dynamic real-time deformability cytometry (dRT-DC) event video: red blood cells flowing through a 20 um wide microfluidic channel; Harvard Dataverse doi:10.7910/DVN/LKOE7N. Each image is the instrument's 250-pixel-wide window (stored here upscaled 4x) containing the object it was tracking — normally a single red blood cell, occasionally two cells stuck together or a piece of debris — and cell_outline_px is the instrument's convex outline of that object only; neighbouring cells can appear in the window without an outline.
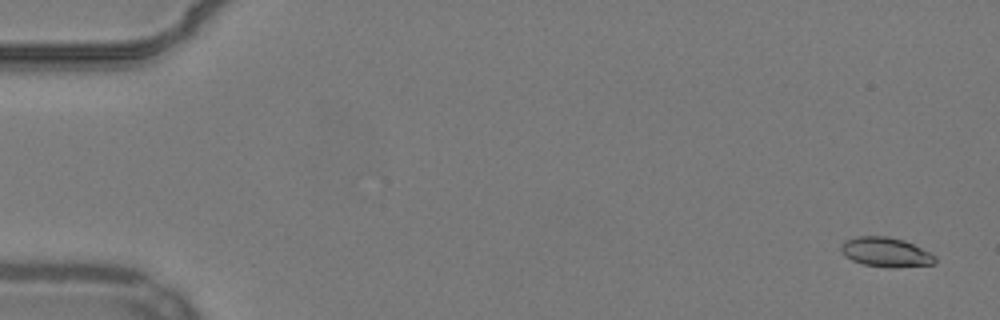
{"species": "common noctule bat (a hibernating species)", "species_latin": "Nyctalus noctula", "temperature_condition": "warm", "stored_images_in_passage": 55, "camera_frame_rate_fps": 3000, "um_per_image_px": 0.085, "animal": {"sex": "male", "body_mass_g": 19.2, "forearm_length_mm": 51.8}, "frame": {"image": 1, "passage_image": 3, "time_ms": 0.667, "image_size_px": [1000, 320], "cell_outline_px": [[936, 264], [888, 268], [864, 264], [852, 260], [844, 256], [840, 248], [844, 240], [860, 236], [888, 236], [904, 240], [936, 256]], "centroid_in_image_um": [75.28, 21.44], "position_along_channel_um": 9.7, "area_um2": 16.13}}
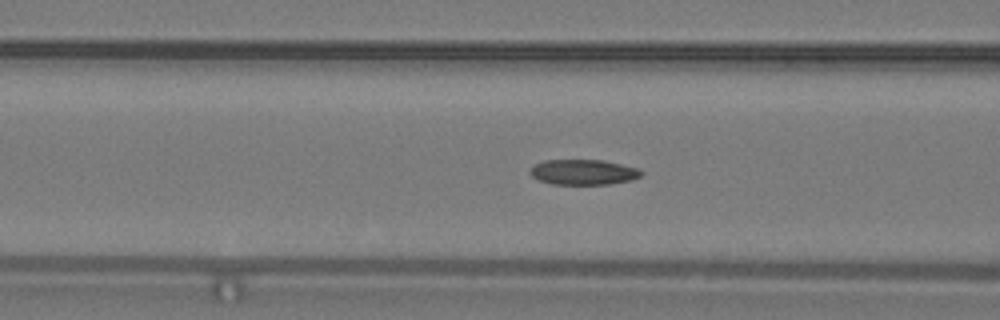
{"frame": {"image": 2, "passage_image": 23, "time_ms": 7.333, "image_size_px": [1000, 320], "cell_outline_px": [[644, 172], [640, 176], [632, 180], [612, 184], [552, 184], [540, 180], [532, 176], [528, 172], [536, 164], [544, 160], [604, 160], [640, 168]], "centroid_in_image_um": [49.64, 14.63], "position_along_channel_um": 117.0, "area_um2": 16.47}}
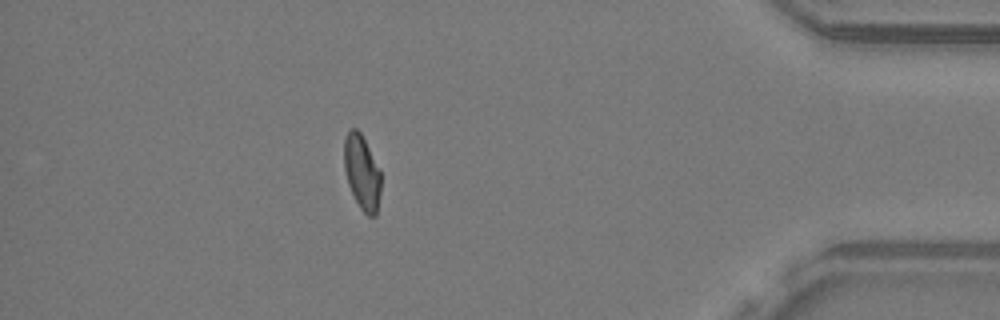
{"frame": {"image": 3, "passage_image": 49, "time_ms": 16.0, "image_size_px": [1000, 320], "cell_outline_px": [[380, 192], [376, 216], [368, 216], [360, 208], [348, 184], [344, 168], [344, 136], [352, 128], [356, 128], [360, 132], [380, 168]], "centroid_in_image_um": [30.76, 14.63], "position_along_channel_um": 404.4, "area_um2": 15.95}, "authors_computed_cell_mechanics": {"area_um2": 16.473, "velocity_mm_per_s": 3.841, "shape_relaxation_time_tau1_ms": null, "shape_relaxation_time_tau2_ms": 2.9055, "deformation_change_tau1": null, "deformation_change_tau2": 0.085}}